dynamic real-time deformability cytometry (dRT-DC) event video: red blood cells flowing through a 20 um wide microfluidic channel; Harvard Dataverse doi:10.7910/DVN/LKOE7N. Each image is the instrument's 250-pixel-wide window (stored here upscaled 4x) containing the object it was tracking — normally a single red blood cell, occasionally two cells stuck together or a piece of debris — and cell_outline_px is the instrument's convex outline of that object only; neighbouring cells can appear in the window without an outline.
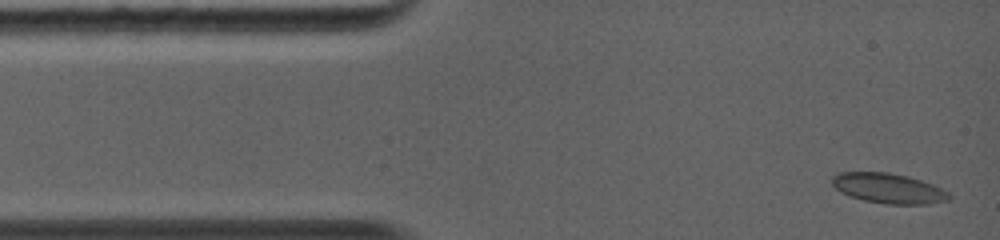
{"species": "common noctule bat (a hibernating species)", "species_latin": "Nyctalus noctula", "temperature_condition": "warm", "stored_images_in_passage": 67, "camera_frame_rate_fps": 5000, "um_per_image_px": 0.085, "animal": {"sex": "female", "body_mass_g": 19.0, "forearm_length_mm": 56.7}, "frame": {"image": 1, "passage_image": 1, "time_ms": 0.0, "image_size_px": [1000, 240], "cell_outline_px": [[952, 196], [948, 200], [928, 204], [888, 204], [864, 200], [848, 196], [840, 192], [832, 184], [832, 176], [840, 172], [888, 172], [908, 176], [932, 184], [948, 192]], "centroid_in_image_um": [75.5, 16.0], "position_along_channel_um": 9.5, "area_um2": 20.46}}
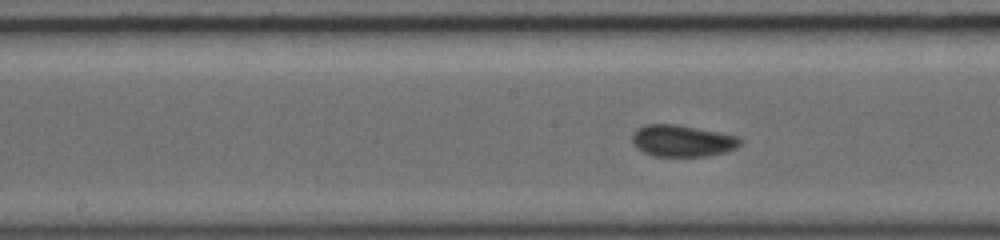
{"frame": {"image": 2, "passage_image": 28, "time_ms": 5.6, "image_size_px": [1000, 240], "cell_outline_px": [[740, 144], [736, 148], [728, 152], [708, 156], [656, 156], [644, 152], [636, 148], [632, 144], [632, 132], [636, 128], [648, 124], [676, 124], [736, 136], [740, 140]], "centroid_in_image_um": [57.94, 11.98], "position_along_channel_um": 190.3, "area_um2": 19.88}}
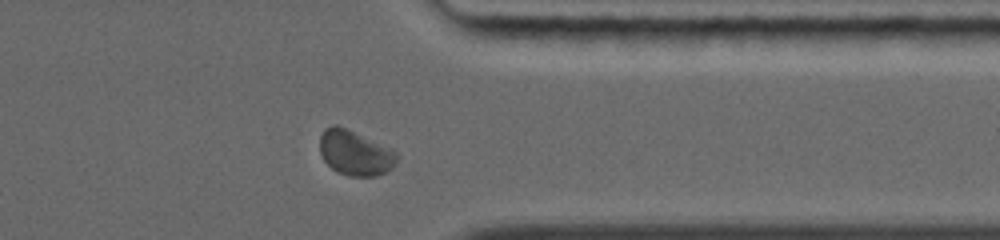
{"frame": {"image": 3, "passage_image": 57, "time_ms": 10.0, "image_size_px": [1000, 240], "cell_outline_px": [[396, 160], [392, 168], [388, 172], [376, 176], [348, 176], [336, 172], [324, 160], [320, 152], [320, 136], [324, 128], [332, 124], [336, 124], [388, 148], [396, 152]], "centroid_in_image_um": [30.13, 13.02], "position_along_channel_um": 381.3, "area_um2": 19.88}, "authors_computed_cell_mechanics": {"area_um2": 19.5942, "velocity_mm_per_s": 4.4007, "shape_relaxation_time_tau1_ms": 6.8069, "shape_relaxation_time_tau2_ms": null, "deformation_change_tau1": 0.1312, "deformation_change_tau2": null}}